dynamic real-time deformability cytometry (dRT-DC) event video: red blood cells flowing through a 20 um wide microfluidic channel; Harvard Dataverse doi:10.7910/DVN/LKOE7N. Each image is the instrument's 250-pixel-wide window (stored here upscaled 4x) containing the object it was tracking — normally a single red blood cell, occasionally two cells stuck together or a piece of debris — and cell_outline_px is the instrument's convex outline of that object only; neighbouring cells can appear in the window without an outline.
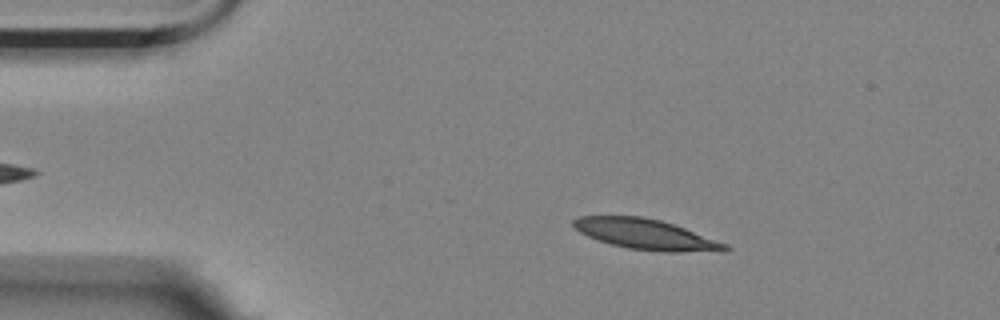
{"species": "Egyptian fruit bat (a non-hibernating species)", "species_latin": "Rousettus aegyptiacus", "temperature_condition": "room temperature", "stored_images_in_passage": 3, "camera_frame_rate_fps": 3000, "um_per_image_px": 0.085, "animal": {"sex": "female"}, "frame": {"image": 1, "passage_image": 2, "time_ms": 0.333, "image_size_px": [1000, 320], "cell_outline_px": [[732, 248], [724, 252], [660, 252], [628, 248], [612, 244], [588, 236], [580, 232], [572, 224], [572, 220], [580, 216], [644, 216], [660, 220], [684, 228], [728, 244]], "centroid_in_image_um": [54.96, 19.93], "position_along_channel_um": 30.0, "area_um2": 26.88}}